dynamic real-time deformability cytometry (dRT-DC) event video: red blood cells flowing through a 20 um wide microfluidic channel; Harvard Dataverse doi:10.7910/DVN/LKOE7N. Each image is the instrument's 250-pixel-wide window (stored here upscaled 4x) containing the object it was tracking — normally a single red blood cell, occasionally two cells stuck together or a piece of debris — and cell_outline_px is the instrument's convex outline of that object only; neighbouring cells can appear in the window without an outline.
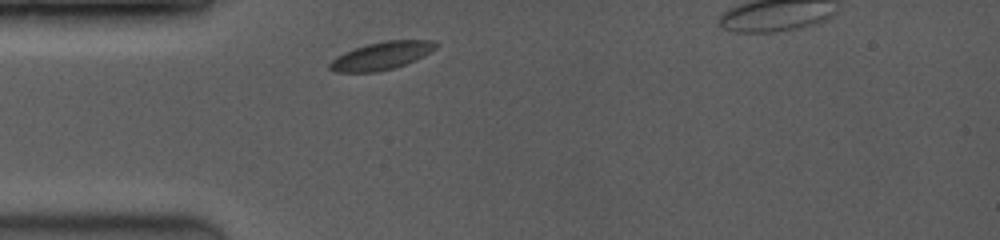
{"species": "common noctule bat (a hibernating species)", "species_latin": "Nyctalus noctula", "temperature_condition": "room temperature", "stored_images_in_passage": 31, "camera_frame_rate_fps": 3500, "um_per_image_px": 0.085, "animal": {"sex": "female", "body_mass_g": 19.0, "forearm_length_mm": 53.3}, "frame": {"image": 1, "passage_image": 1, "time_ms": 0.0, "image_size_px": [1000, 240], "cell_outline_px": [[440, 44], [436, 48], [404, 64], [392, 68], [376, 72], [336, 72], [328, 68], [328, 64], [336, 56], [344, 52], [368, 44], [384, 40], [436, 40]], "centroid_in_image_um": [32.4, 4.73], "position_along_channel_um": 52.6, "area_um2": 16.94}}
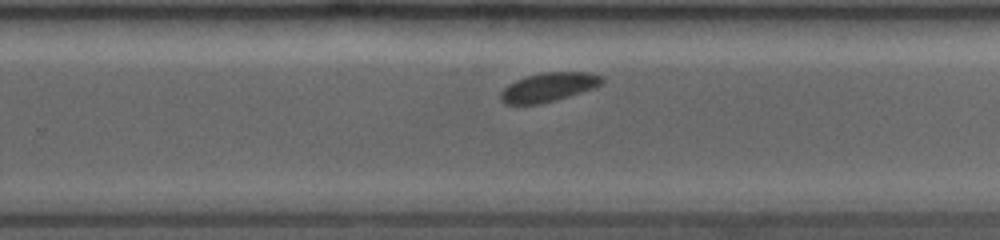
{"frame": {"image": 2, "passage_image": 16, "time_ms": 6.0, "image_size_px": [1000, 240], "cell_outline_px": [[604, 84], [596, 88], [540, 104], [504, 104], [500, 100], [500, 92], [508, 84], [516, 80], [528, 76], [544, 72], [592, 72], [604, 76]], "centroid_in_image_um": [46.68, 7.4], "position_along_channel_um": 283.1, "area_um2": 17.28}}
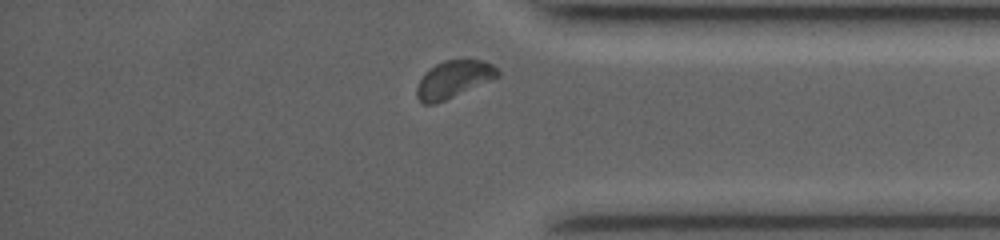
{"frame": {"image": 3, "passage_image": 27, "time_ms": 8.857, "image_size_px": [1000, 240], "cell_outline_px": [[500, 76], [436, 104], [424, 104], [416, 96], [416, 88], [424, 72], [436, 64], [444, 60], [484, 60], [492, 64], [500, 72]], "centroid_in_image_um": [38.54, 6.74], "position_along_channel_um": 396.7, "area_um2": 17.46}}